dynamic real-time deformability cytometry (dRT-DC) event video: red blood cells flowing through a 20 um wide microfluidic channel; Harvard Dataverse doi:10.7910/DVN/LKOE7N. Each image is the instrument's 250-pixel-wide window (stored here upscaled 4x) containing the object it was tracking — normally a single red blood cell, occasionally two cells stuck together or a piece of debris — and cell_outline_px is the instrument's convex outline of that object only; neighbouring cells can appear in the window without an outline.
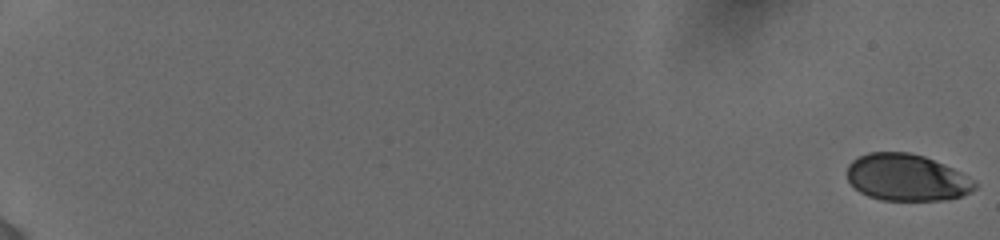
{"species": "human", "species_latin": "Homo sapiens", "temperature_condition": "cold", "stored_images_in_passage": 51, "camera_frame_rate_fps": 3000, "um_per_image_px": 0.085, "donor": {"sex": "female"}, "frame": {"image": 1, "passage_image": 1, "time_ms": 0.0, "image_size_px": [1000, 240], "cell_outline_px": [[976, 188], [972, 192], [960, 196], [944, 200], [880, 200], [868, 196], [860, 192], [848, 180], [848, 164], [852, 160], [868, 152], [908, 152], [924, 156], [944, 164], [960, 172], [976, 184]], "centroid_in_image_um": [77.05, 15.09], "position_along_channel_um": 8.0, "area_um2": 34.62}}
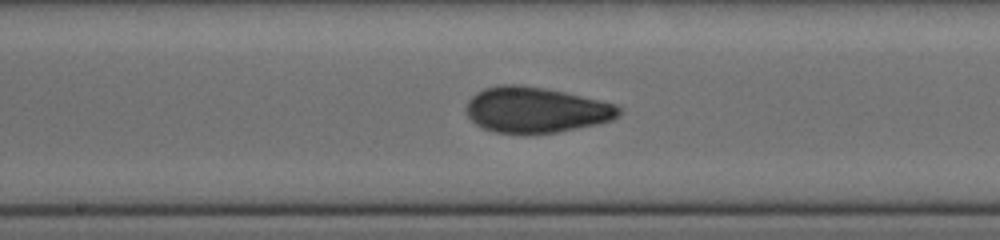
{"frame": {"image": 2, "passage_image": 25, "time_ms": 11.0, "image_size_px": [1000, 240], "cell_outline_px": [[620, 116], [612, 120], [596, 124], [556, 132], [524, 136], [496, 132], [484, 128], [476, 124], [468, 116], [464, 108], [468, 100], [476, 92], [484, 88], [500, 84], [520, 84], [544, 88], [564, 92], [600, 100], [616, 104], [620, 108]], "centroid_in_image_um": [45.51, 9.35], "position_along_channel_um": 202.7, "area_um2": 41.15}}
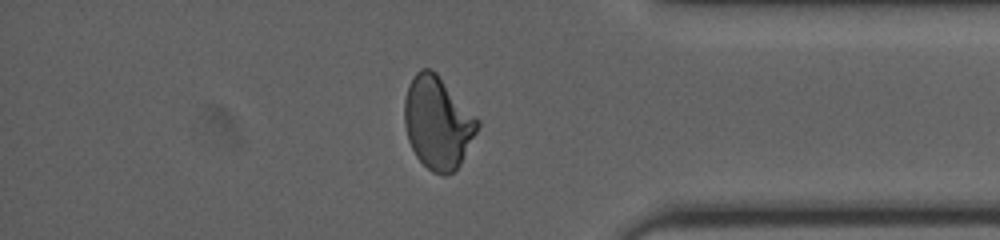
{"frame": {"image": 3, "passage_image": 43, "time_ms": 16.333, "image_size_px": [1000, 240], "cell_outline_px": [[480, 124], [460, 164], [452, 172], [444, 176], [432, 172], [416, 156], [408, 140], [404, 124], [404, 100], [408, 84], [416, 72], [420, 68], [432, 68], [436, 72], [480, 120]], "centroid_in_image_um": [37.19, 10.4], "position_along_channel_um": 398.0, "area_um2": 39.36}}